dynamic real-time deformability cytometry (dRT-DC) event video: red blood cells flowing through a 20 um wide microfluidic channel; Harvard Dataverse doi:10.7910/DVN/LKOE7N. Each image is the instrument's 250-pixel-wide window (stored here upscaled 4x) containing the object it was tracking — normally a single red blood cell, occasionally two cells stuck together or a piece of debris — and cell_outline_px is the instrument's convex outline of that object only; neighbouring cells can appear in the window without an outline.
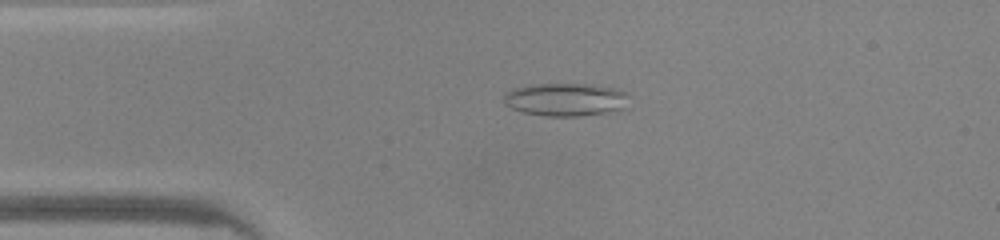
{"species": "common noctule bat (a hibernating species)", "species_latin": "Nyctalus noctula", "temperature_condition": "warm", "stored_images_in_passage": 40, "camera_frame_rate_fps": 3000, "um_per_image_px": 0.085, "animal": {"sex": "male", "body_mass_g": 20.0, "forearm_length_mm": 53.3}, "frame": {"image": 1, "passage_image": 3, "time_ms": 0.667, "image_size_px": [1000, 240], "cell_outline_px": [[632, 108], [608, 112], [580, 116], [544, 116], [524, 112], [512, 108], [504, 104], [500, 100], [504, 92], [512, 88], [524, 84], [592, 84], [612, 88], [628, 92]], "centroid_in_image_um": [48.1, 8.45], "position_along_channel_um": 36.9, "area_um2": 24.97}}
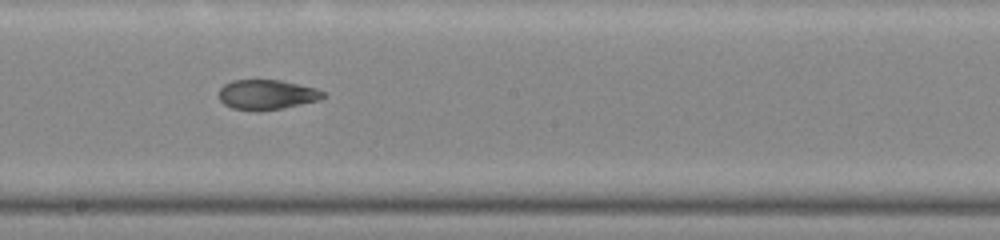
{"frame": {"image": 2, "passage_image": 18, "time_ms": 5.667, "image_size_px": [1000, 240], "cell_outline_px": [[324, 96], [320, 100], [260, 112], [232, 108], [224, 104], [220, 100], [220, 88], [224, 84], [232, 80], [280, 80], [316, 88], [324, 92]], "centroid_in_image_um": [22.66, 8.05], "position_along_channel_um": 225.5, "area_um2": 18.09}}
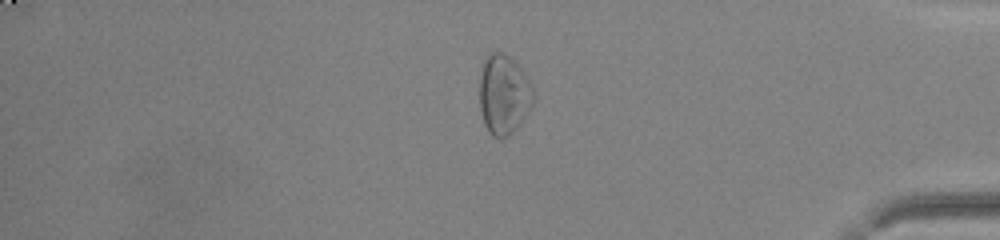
{"frame": {"image": 3, "passage_image": 32, "time_ms": 10.333, "image_size_px": [1000, 240], "cell_outline_px": [[536, 96], [532, 104], [524, 116], [508, 136], [500, 140], [492, 136], [488, 132], [484, 124], [480, 108], [480, 76], [484, 60], [492, 52], [504, 52], [524, 72], [532, 84]], "centroid_in_image_um": [42.82, 8.04], "position_along_channel_um": 392.4, "area_um2": 24.91}, "authors_computed_cell_mechanics": {"area_um2": 20.9525, "velocity_mm_per_s": 4.2743, "shape_relaxation_time_tau1_ms": null, "shape_relaxation_time_tau2_ms": 1.6548, "deformation_change_tau1": null, "deformation_change_tau2": 0.0638}}